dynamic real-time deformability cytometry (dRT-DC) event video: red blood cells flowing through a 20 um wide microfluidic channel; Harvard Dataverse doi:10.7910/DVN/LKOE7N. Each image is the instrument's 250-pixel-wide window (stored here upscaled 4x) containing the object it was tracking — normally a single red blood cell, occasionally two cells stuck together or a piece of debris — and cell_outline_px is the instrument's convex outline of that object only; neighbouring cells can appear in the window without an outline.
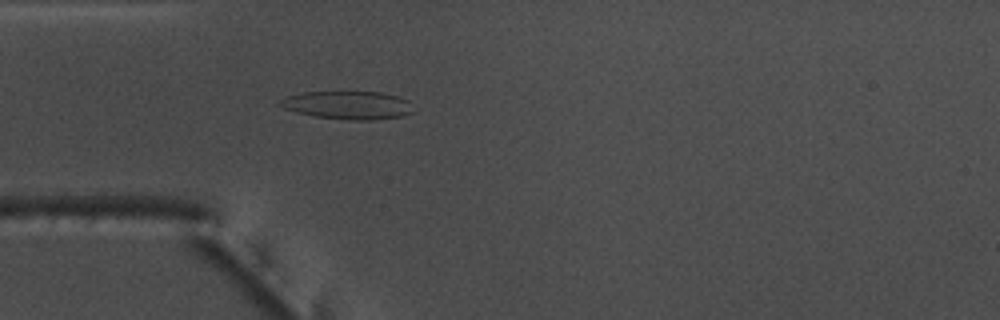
{"species": "common noctule bat (a hibernating species)", "species_latin": "Nyctalus noctula", "temperature_condition": "warm", "stored_images_in_passage": 46, "camera_frame_rate_fps": 3000, "um_per_image_px": 0.085, "animal": {"sex": "male", "body_mass_g": 17.5, "forearm_length_mm": 52.3}, "frame": {"image": 1, "passage_image": 8, "time_ms": 2.333, "image_size_px": [1000, 320], "cell_outline_px": [[416, 112], [404, 116], [372, 120], [348, 120], [316, 116], [296, 112], [284, 108], [276, 104], [280, 100], [288, 96], [304, 92], [380, 92], [400, 96], [408, 100]], "centroid_in_image_um": [29.63, 8.94], "position_along_channel_um": 55.4, "area_um2": 22.02}}
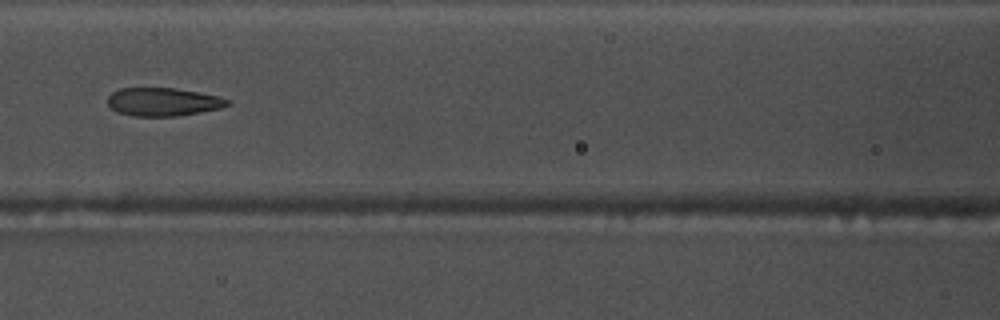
{"frame": {"image": 2, "passage_image": 16, "time_ms": 5.0, "image_size_px": [1000, 320], "cell_outline_px": [[232, 104], [220, 108], [200, 112], [176, 116], [132, 116], [116, 112], [108, 104], [108, 96], [112, 92], [120, 88], [176, 88], [216, 96], [228, 100]], "centroid_in_image_um": [13.82, 8.66], "position_along_channel_um": 152.8, "area_um2": 19.59}}
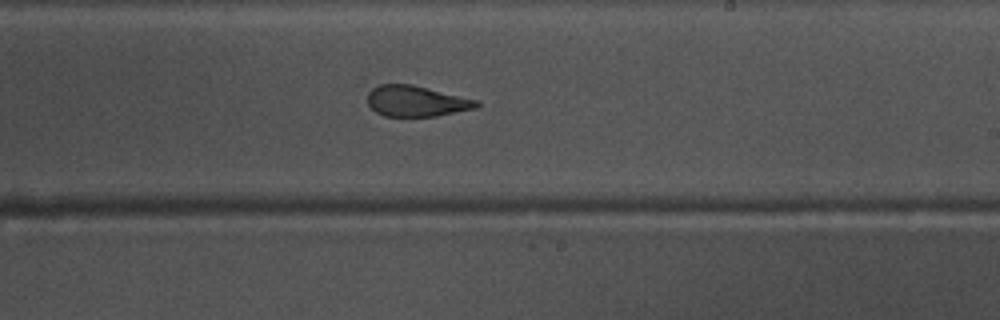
{"frame": {"image": 3, "passage_image": 24, "time_ms": 7.667, "image_size_px": [1000, 320], "cell_outline_px": [[480, 104], [476, 108], [436, 116], [384, 116], [376, 112], [368, 104], [368, 92], [372, 88], [380, 84], [412, 84], [480, 100]], "centroid_in_image_um": [35.41, 8.59], "position_along_channel_um": 253.6, "area_um2": 19.65}, "authors_computed_cell_mechanics": {"area_um2": 21.9062, "velocity_mm_per_s": 3.8043, "shape_relaxation_time_tau1_ms": null, "shape_relaxation_time_tau2_ms": 1.5019, "deformation_change_tau1": null, "deformation_change_tau2": 0.0938}}